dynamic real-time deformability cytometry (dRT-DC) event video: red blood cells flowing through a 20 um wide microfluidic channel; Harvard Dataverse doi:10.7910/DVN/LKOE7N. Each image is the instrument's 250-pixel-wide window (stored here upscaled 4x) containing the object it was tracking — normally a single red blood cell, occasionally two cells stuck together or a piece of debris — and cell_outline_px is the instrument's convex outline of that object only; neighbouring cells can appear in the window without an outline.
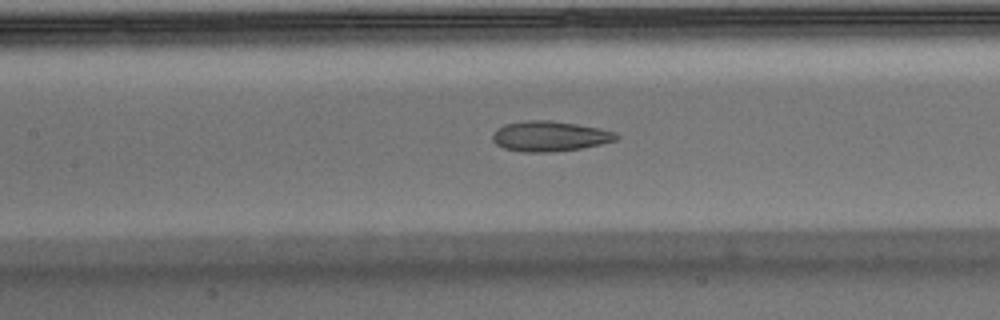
{"species": "Egyptian fruit bat (a non-hibernating species)", "species_latin": "Rousettus aegyptiacus", "temperature_condition": "warm", "stored_images_in_passage": 50, "camera_frame_rate_fps": 3000, "um_per_image_px": 0.085, "animal": {"sex": "male"}, "frame": {"image": 1, "passage_image": 22, "time_ms": 7.0, "image_size_px": [1000, 320], "cell_outline_px": [[620, 136], [616, 140], [600, 144], [580, 148], [552, 152], [524, 152], [504, 148], [496, 144], [492, 140], [492, 136], [496, 128], [504, 124], [528, 120], [552, 120], [600, 128], [616, 132]], "centroid_in_image_um": [46.72, 11.57], "position_along_channel_um": 160.7, "area_um2": 21.85}}
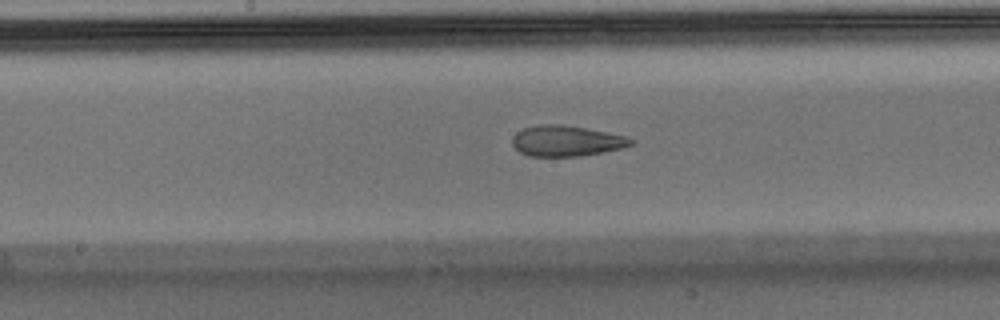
{"frame": {"image": 2, "passage_image": 25, "time_ms": 8.0, "image_size_px": [1000, 320], "cell_outline_px": [[636, 140], [632, 144], [624, 148], [580, 156], [528, 156], [520, 152], [512, 144], [512, 136], [516, 132], [524, 128], [540, 124], [560, 124], [608, 132], [628, 136]], "centroid_in_image_um": [48.16, 11.97], "position_along_channel_um": 200.0, "area_um2": 21.33}}
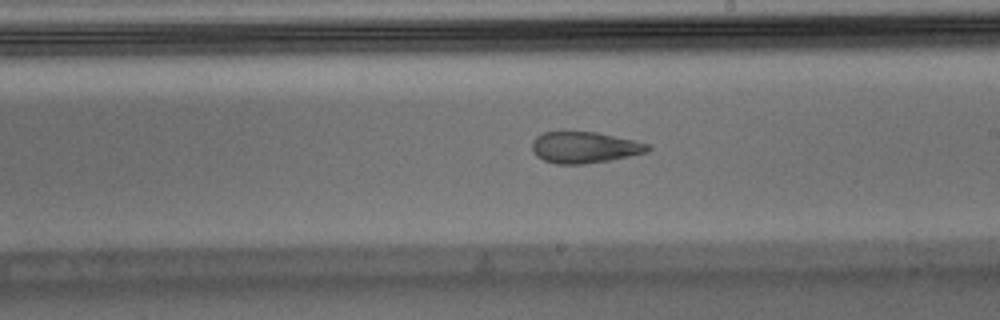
{"frame": {"image": 3, "passage_image": 28, "time_ms": 9.0, "image_size_px": [1000, 320], "cell_outline_px": [[652, 148], [648, 152], [608, 160], [584, 164], [556, 164], [544, 160], [536, 156], [532, 152], [532, 140], [536, 136], [544, 132], [564, 128], [596, 132], [652, 144]], "centroid_in_image_um": [49.63, 12.48], "position_along_channel_um": 239.4, "area_um2": 21.91}, "authors_computed_cell_mechanics": {"area_um2": 23.987, "velocity_mm_per_s": 3.9438, "shape_relaxation_time_tau1_ms": null, "shape_relaxation_time_tau2_ms": 1.3783, "deformation_change_tau1": null, "deformation_change_tau2": 0.0765}}